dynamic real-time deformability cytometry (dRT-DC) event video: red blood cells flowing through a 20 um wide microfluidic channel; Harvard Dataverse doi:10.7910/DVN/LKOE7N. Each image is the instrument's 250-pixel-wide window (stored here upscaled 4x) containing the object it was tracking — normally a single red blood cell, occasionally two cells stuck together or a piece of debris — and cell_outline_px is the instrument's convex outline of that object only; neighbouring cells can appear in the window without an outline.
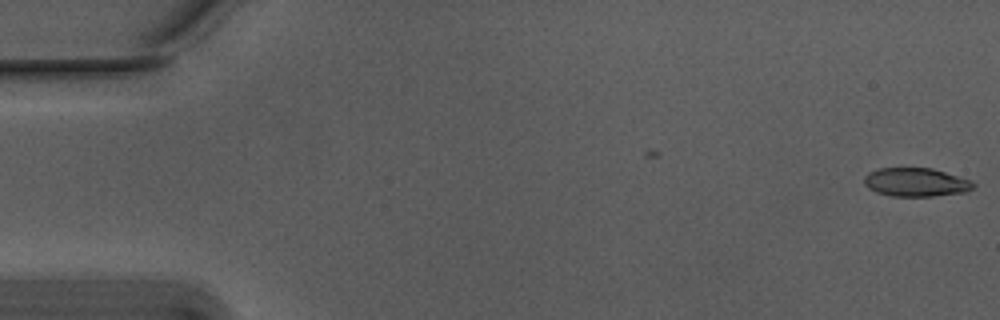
{"species": "Egyptian fruit bat (a non-hibernating species)", "species_latin": "Rousettus aegyptiacus", "temperature_condition": "warm", "stored_images_in_passage": 3, "camera_frame_rate_fps": 3000, "um_per_image_px": 0.085, "animal": {"sex": "male"}, "frame": {"image": 1, "passage_image": 3, "time_ms": 0.667, "image_size_px": [1000, 320], "cell_outline_px": [[976, 184], [972, 188], [964, 192], [932, 196], [892, 196], [876, 192], [868, 188], [864, 184], [864, 176], [868, 172], [880, 168], [932, 168], [972, 180]], "centroid_in_image_um": [77.84, 15.48], "position_along_channel_um": 7.2, "area_um2": 18.21}}